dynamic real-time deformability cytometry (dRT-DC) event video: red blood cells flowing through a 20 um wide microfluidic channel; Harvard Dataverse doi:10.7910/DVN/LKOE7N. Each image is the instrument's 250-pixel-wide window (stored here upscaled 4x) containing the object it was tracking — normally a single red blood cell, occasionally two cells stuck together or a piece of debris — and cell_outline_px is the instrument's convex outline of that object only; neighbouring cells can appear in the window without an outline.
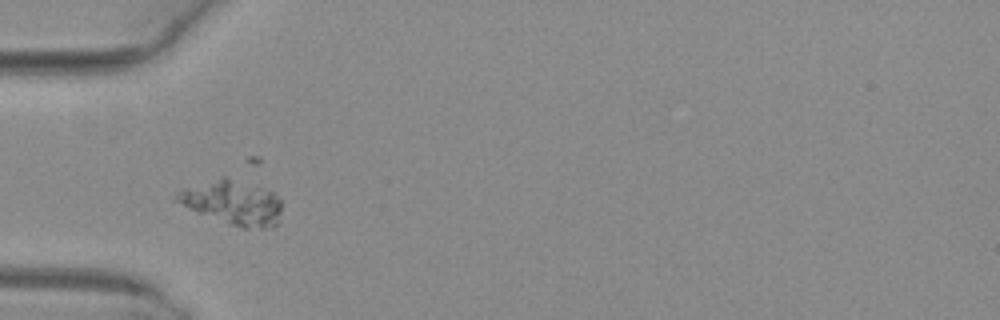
{"species": "common noctule bat (a hibernating species)", "species_latin": "Nyctalus noctula", "temperature_condition": "warm", "stored_images_in_passage": 2, "camera_frame_rate_fps": 3000, "um_per_image_px": 0.085, "animal": {"sex": "female", "body_mass_g": 29.2, "forearm_length_mm": 56.3}, "frame": {"image": 1, "passage_image": 2, "time_ms": 0.333, "image_size_px": [1000, 320], "cell_outline_px": [[280, 220], [272, 228], [240, 228], [188, 208], [176, 200], [176, 192], [220, 176], [224, 176], [272, 192], [280, 196]], "centroid_in_image_um": [19.82, 17.24], "position_along_channel_um": 65.2, "area_um2": 26.65}}